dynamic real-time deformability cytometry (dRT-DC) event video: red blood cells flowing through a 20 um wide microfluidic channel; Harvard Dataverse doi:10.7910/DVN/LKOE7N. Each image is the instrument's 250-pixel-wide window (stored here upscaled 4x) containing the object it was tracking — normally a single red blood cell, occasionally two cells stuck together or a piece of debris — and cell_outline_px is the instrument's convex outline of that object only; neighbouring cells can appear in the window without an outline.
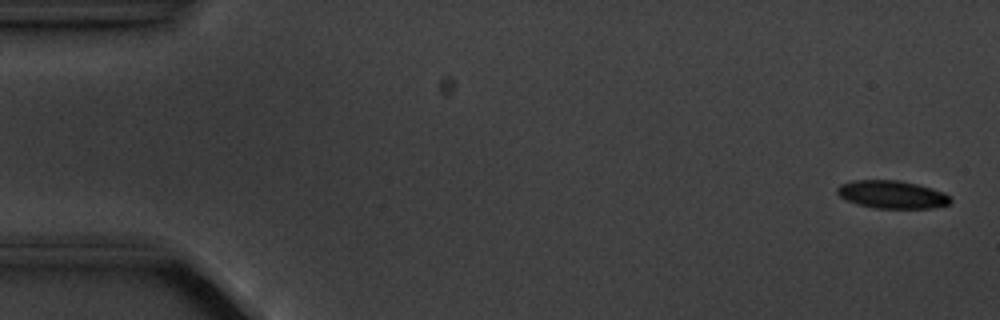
{"species": "common noctule bat (a hibernating species)", "species_latin": "Nyctalus noctula", "temperature_condition": "cold", "stored_images_in_passage": 5, "camera_frame_rate_fps": 3000, "um_per_image_px": 0.085, "animal": {"sex": "male", "body_mass_g": 20.1, "forearm_length_mm": 53.5}, "frame": {"image": 1, "passage_image": 1, "time_ms": 0.0, "image_size_px": [1000, 320], "cell_outline_px": [[952, 200], [948, 204], [932, 208], [876, 208], [856, 204], [840, 196], [836, 192], [836, 188], [840, 184], [852, 180], [900, 180], [916, 184], [944, 192]], "centroid_in_image_um": [75.79, 16.53], "position_along_channel_um": 9.2, "area_um2": 18.32}}